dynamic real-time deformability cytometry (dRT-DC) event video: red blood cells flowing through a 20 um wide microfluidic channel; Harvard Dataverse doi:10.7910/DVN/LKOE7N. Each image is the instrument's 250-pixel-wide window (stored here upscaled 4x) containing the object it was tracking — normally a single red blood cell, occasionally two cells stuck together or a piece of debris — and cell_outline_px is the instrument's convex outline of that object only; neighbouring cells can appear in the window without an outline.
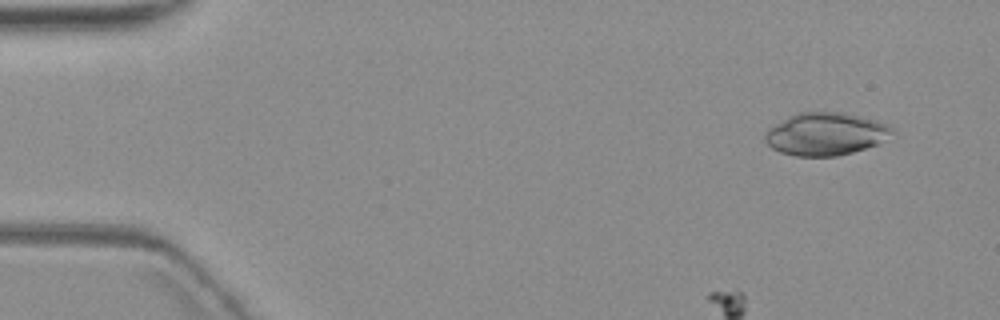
{"species": "common noctule bat (a hibernating species)", "species_latin": "Nyctalus noctula", "temperature_condition": "warm", "stored_images_in_passage": 8, "camera_frame_rate_fps": 3000, "um_per_image_px": 0.085, "animal": {"sex": "female", "body_mass_g": 19.3, "forearm_length_mm": 54.1}, "frame": {"image": 1, "passage_image": 1, "time_ms": 0.0, "image_size_px": [1000, 320], "cell_outline_px": [[896, 132], [880, 144], [852, 152], [836, 156], [796, 156], [780, 152], [772, 148], [764, 140], [764, 136], [768, 128], [788, 116], [800, 112], [844, 112], [876, 120], [892, 128]], "centroid_in_image_um": [70.18, 11.39], "position_along_channel_um": 14.8, "area_um2": 31.73}}